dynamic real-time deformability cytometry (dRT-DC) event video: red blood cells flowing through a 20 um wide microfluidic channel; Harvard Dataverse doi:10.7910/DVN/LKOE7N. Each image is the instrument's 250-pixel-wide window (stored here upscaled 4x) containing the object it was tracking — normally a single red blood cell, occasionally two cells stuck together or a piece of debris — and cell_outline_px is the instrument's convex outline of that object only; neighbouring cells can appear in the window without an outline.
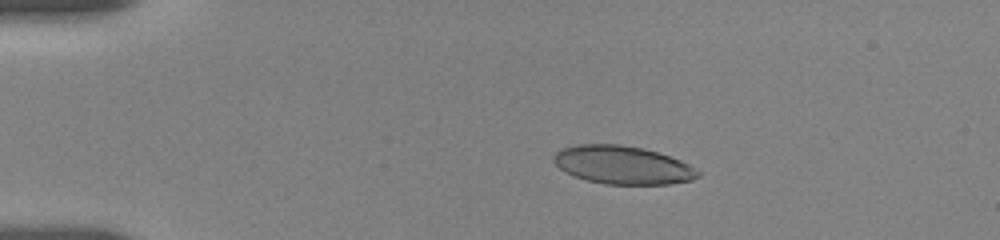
{"species": "human", "species_latin": "Homo sapiens", "temperature_condition": "room temperature", "stored_images_in_passage": 15, "camera_frame_rate_fps": 3000, "um_per_image_px": 0.085, "donor": {"sex": "female"}, "frame": {"image": 1, "passage_image": 6, "time_ms": 3.333, "image_size_px": [1000, 240], "cell_outline_px": [[700, 176], [692, 180], [668, 184], [604, 184], [588, 180], [564, 172], [552, 160], [552, 156], [560, 148], [580, 144], [620, 144], [644, 148], [680, 160], [688, 164], [700, 172]], "centroid_in_image_um": [52.9, 14.02], "position_along_channel_um": 32.1, "area_um2": 32.08}}
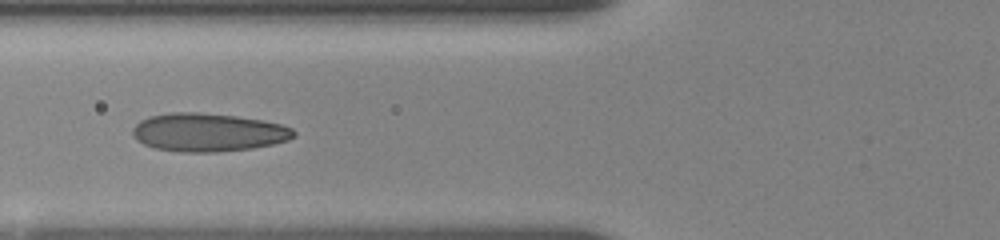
{"frame": {"image": 2, "passage_image": 11, "time_ms": 7.0, "image_size_px": [1000, 240], "cell_outline_px": [[296, 136], [288, 140], [272, 144], [252, 148], [216, 152], [180, 152], [156, 148], [144, 144], [136, 140], [132, 136], [132, 128], [140, 120], [148, 116], [172, 112], [196, 112], [236, 116], [260, 120], [280, 124], [292, 128], [296, 132]], "centroid_in_image_um": [17.66, 11.25], "position_along_channel_um": 108.1, "area_um2": 36.01}}
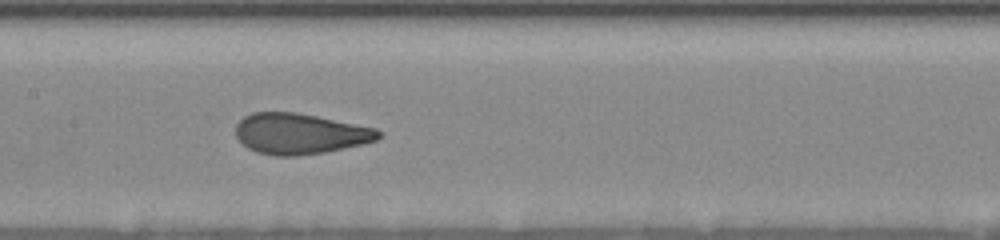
{"frame": {"image": 3, "passage_image": 14, "time_ms": 9.0, "image_size_px": [1000, 240], "cell_outline_px": [[380, 136], [376, 140], [360, 144], [324, 152], [296, 156], [276, 156], [256, 152], [248, 148], [236, 136], [236, 124], [244, 116], [252, 112], [296, 112], [376, 128], [380, 132]], "centroid_in_image_um": [25.45, 11.36], "position_along_channel_um": 182.0, "area_um2": 33.58}}